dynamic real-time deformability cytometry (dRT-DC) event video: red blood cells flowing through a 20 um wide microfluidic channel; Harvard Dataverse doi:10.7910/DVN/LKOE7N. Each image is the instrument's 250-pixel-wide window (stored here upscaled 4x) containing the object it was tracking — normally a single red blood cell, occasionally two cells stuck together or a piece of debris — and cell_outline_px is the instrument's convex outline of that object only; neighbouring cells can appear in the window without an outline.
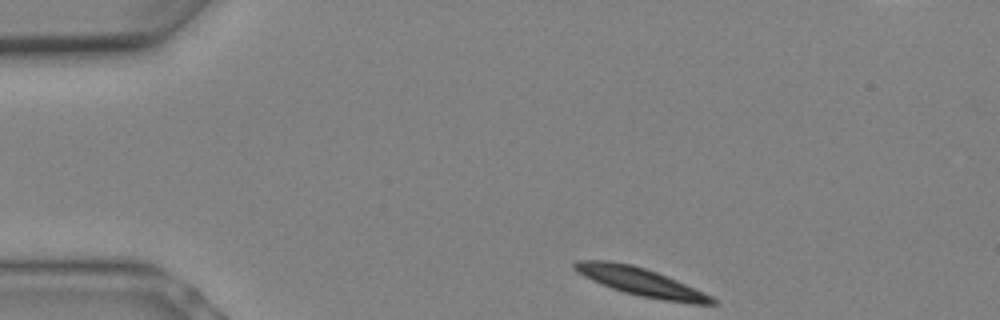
{"species": "Egyptian fruit bat (a non-hibernating species)", "species_latin": "Rousettus aegyptiacus", "temperature_condition": "warm", "stored_images_in_passage": 8, "camera_frame_rate_fps": 3000, "um_per_image_px": 0.085, "animal": {"sex": "female"}, "frame": {"image": 1, "passage_image": 1, "time_ms": 0.0, "image_size_px": [1000, 320], "cell_outline_px": [[716, 304], [692, 304], [664, 300], [640, 296], [624, 292], [612, 288], [592, 280], [576, 272], [572, 268], [572, 264], [576, 260], [608, 260], [632, 264], [656, 272], [676, 280], [704, 292], [712, 296], [716, 300]], "centroid_in_image_um": [54.44, 23.95], "position_along_channel_um": 30.6, "area_um2": 22.43}}
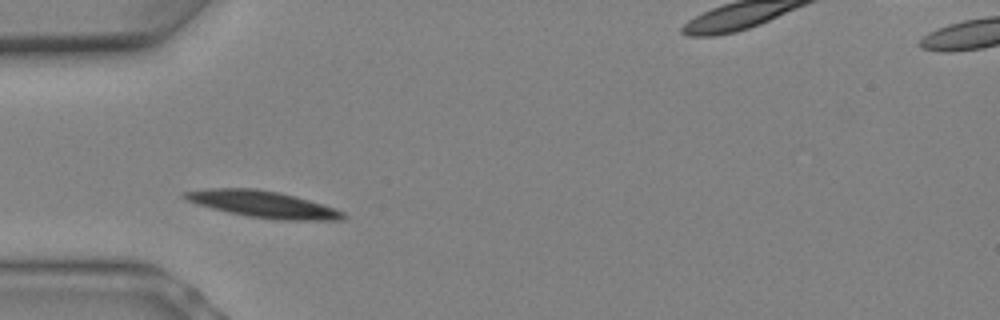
{"frame": {"image": 2, "passage_image": 4, "time_ms": 1.0, "image_size_px": [1000, 320], "cell_outline_px": [[348, 216], [344, 220], [280, 220], [248, 216], [228, 212], [196, 204], [184, 200], [180, 196], [184, 192], [208, 188], [252, 188], [276, 192], [296, 196], [336, 208], [344, 212]], "centroid_in_image_um": [22.36, 17.36], "position_along_channel_um": 62.6, "area_um2": 24.68}}
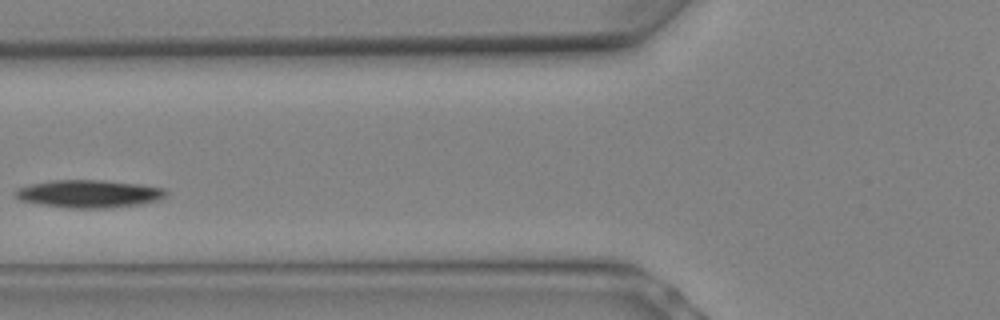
{"frame": {"image": 3, "passage_image": 6, "time_ms": 1.667, "image_size_px": [1000, 320], "cell_outline_px": [[168, 196], [160, 200], [140, 204], [112, 208], [68, 208], [40, 204], [20, 200], [12, 196], [12, 192], [16, 188], [32, 184], [52, 180], [104, 180], [140, 184], [168, 188]], "centroid_in_image_um": [7.59, 16.47], "position_along_channel_um": 118.2, "area_um2": 24.85}}